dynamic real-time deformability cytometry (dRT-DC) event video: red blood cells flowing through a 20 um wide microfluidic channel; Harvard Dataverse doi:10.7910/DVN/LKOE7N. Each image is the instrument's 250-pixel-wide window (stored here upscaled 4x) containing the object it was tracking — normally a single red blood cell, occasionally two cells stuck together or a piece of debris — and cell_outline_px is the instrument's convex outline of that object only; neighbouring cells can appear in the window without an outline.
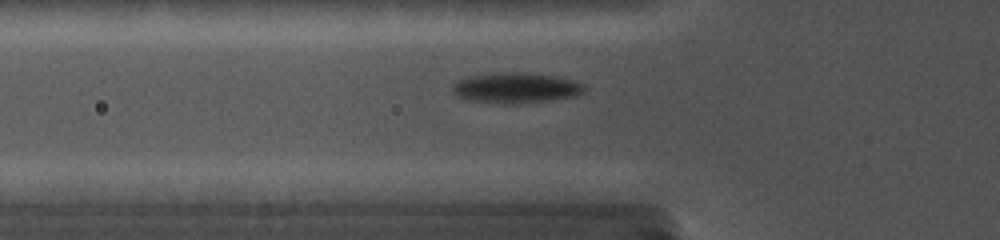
{"species": "common noctule bat (a hibernating species)", "species_latin": "Nyctalus noctula", "temperature_condition": "cold", "stored_images_in_passage": 8, "camera_frame_rate_fps": 5000, "um_per_image_px": 0.085, "animal": {"sex": "female", "body_mass_g": 19.0, "forearm_length_mm": 56.7}, "frame": {"image": 1, "passage_image": 6, "time_ms": 3.8, "image_size_px": [1000, 240], "cell_outline_px": [[588, 88], [584, 92], [576, 96], [548, 100], [516, 104], [500, 104], [464, 100], [456, 96], [452, 92], [452, 84], [456, 80], [472, 76], [512, 72], [516, 72], [556, 76], [572, 80], [584, 84]], "centroid_in_image_um": [43.83, 7.49], "position_along_channel_um": 82.0, "area_um2": 23.52}}